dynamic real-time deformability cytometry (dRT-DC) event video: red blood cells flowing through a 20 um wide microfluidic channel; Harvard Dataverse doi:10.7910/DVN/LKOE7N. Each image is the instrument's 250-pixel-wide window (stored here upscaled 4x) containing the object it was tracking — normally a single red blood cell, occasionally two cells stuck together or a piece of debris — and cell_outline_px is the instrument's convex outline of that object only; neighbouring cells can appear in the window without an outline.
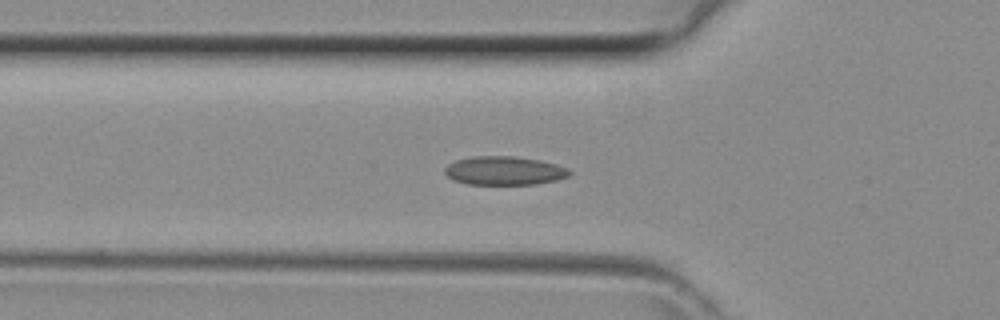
{"species": "common noctule bat (a hibernating species)", "species_latin": "Nyctalus noctula", "temperature_condition": "room temperature", "stored_images_in_passage": 35, "camera_frame_rate_fps": 3000, "um_per_image_px": 0.085, "animal": {"sex": "female", "body_mass_g": 29.2, "forearm_length_mm": 56.3}, "frame": {"image": 1, "passage_image": 6, "time_ms": 1.667, "image_size_px": [1000, 320], "cell_outline_px": [[572, 172], [568, 176], [556, 180], [532, 184], [468, 184], [452, 180], [444, 172], [444, 168], [448, 164], [456, 160], [472, 156], [512, 156], [540, 160], [556, 164], [568, 168]], "centroid_in_image_um": [42.85, 14.5], "position_along_channel_um": 83.0, "area_um2": 20.81}}
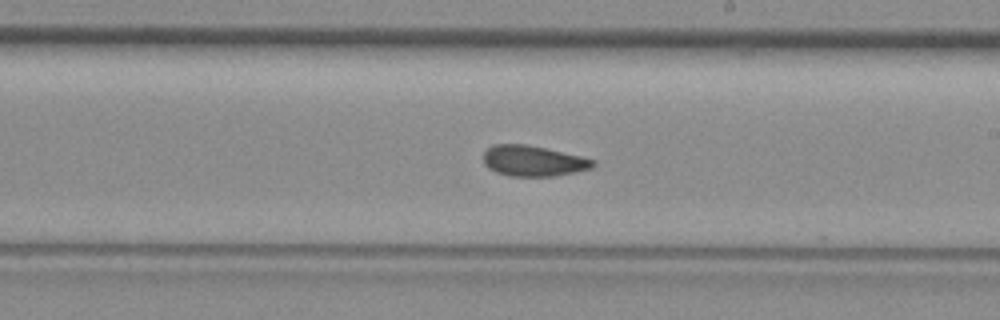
{"frame": {"image": 2, "passage_image": 16, "time_ms": 5.0, "image_size_px": [1000, 320], "cell_outline_px": [[596, 164], [592, 168], [576, 172], [552, 176], [508, 176], [496, 172], [488, 168], [484, 164], [484, 152], [492, 144], [524, 144], [544, 148], [580, 156], [596, 160]], "centroid_in_image_um": [45.32, 13.68], "position_along_channel_um": 243.7, "area_um2": 19.54}}
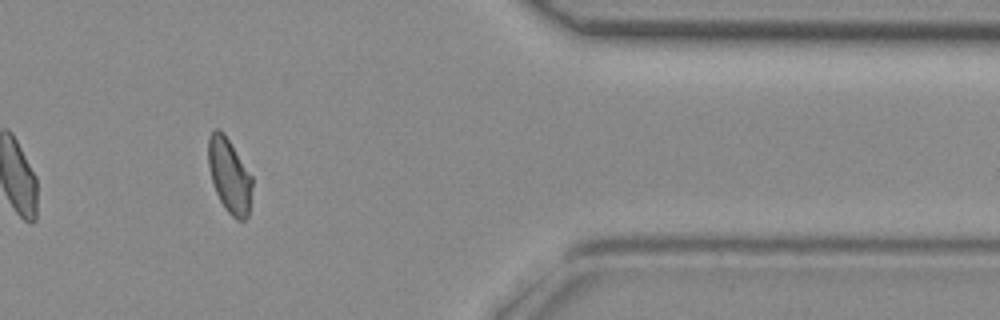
{"frame": {"image": 3, "passage_image": 27, "time_ms": 8.667, "image_size_px": [1000, 320], "cell_outline_px": [[252, 188], [248, 216], [244, 220], [236, 220], [224, 208], [216, 192], [212, 180], [208, 164], [208, 140], [212, 128], [220, 128], [224, 132], [252, 176]], "centroid_in_image_um": [19.49, 14.9], "position_along_channel_um": 391.9, "area_um2": 19.13}}